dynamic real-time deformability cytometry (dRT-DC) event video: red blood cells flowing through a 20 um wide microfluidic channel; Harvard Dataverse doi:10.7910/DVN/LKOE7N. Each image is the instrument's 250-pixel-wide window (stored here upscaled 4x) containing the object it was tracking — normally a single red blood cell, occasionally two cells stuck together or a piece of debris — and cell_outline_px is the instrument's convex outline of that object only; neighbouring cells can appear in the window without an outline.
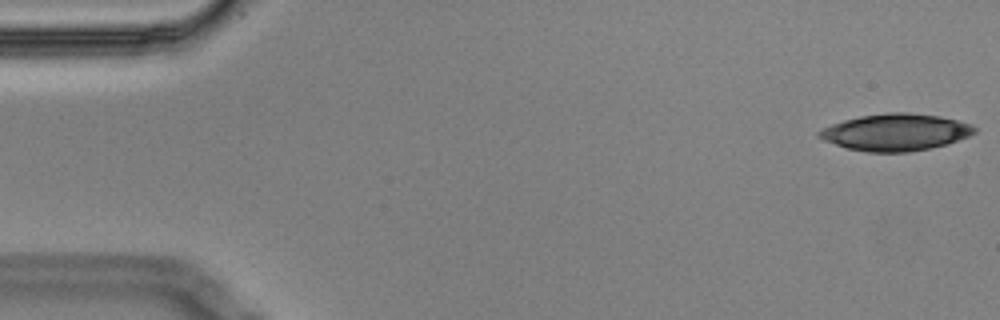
{"species": "Egyptian fruit bat (a non-hibernating species)", "species_latin": "Rousettus aegyptiacus", "temperature_condition": "cold", "stored_images_in_passage": 4, "camera_frame_rate_fps": 3000, "um_per_image_px": 0.085, "animal": {"sex": "male"}, "frame": {"image": 1, "passage_image": 1, "time_ms": 0.0, "image_size_px": [1000, 320], "cell_outline_px": [[976, 132], [968, 136], [948, 144], [908, 152], [868, 152], [848, 148], [824, 140], [816, 136], [816, 132], [832, 124], [844, 120], [860, 116], [888, 112], [908, 112], [940, 116], [972, 124], [976, 128]], "centroid_in_image_um": [76.14, 11.23], "position_along_channel_um": 8.9, "area_um2": 33.29}}
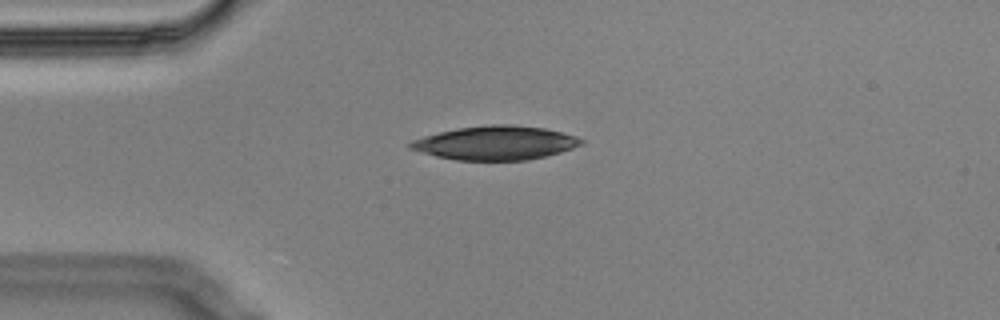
{"frame": {"image": 2, "passage_image": 4, "time_ms": 1.0, "image_size_px": [1000, 320], "cell_outline_px": [[584, 144], [560, 152], [528, 160], [456, 160], [436, 156], [408, 148], [408, 144], [412, 140], [424, 136], [440, 132], [460, 128], [492, 124], [512, 124], [544, 128], [576, 136], [584, 140]], "centroid_in_image_um": [42.13, 12.15], "position_along_channel_um": 42.9, "area_um2": 33.52}}